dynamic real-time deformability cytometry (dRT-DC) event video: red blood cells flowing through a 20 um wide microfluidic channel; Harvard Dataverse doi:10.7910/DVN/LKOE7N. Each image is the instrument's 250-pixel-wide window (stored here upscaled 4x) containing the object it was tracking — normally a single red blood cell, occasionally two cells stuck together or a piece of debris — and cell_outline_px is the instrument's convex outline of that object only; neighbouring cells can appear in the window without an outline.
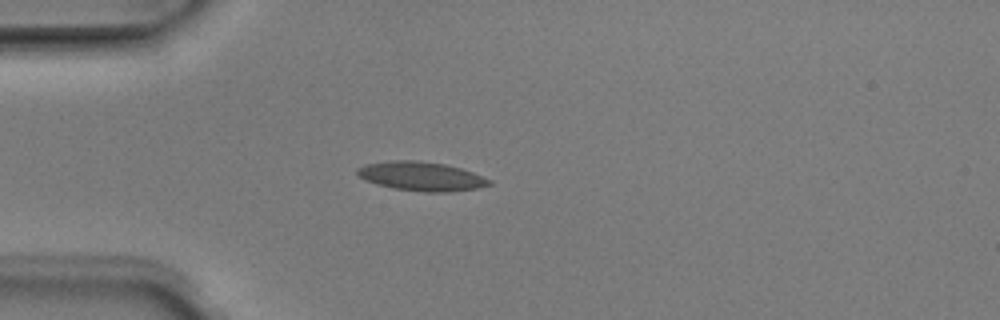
{"species": "Egyptian fruit bat (a non-hibernating species)", "species_latin": "Rousettus aegyptiacus", "temperature_condition": "room temperature", "stored_images_in_passage": 4, "camera_frame_rate_fps": 3000, "um_per_image_px": 0.085, "animal": {"sex": "male"}, "frame": {"image": 1, "passage_image": 3, "time_ms": 0.667, "image_size_px": [1000, 320], "cell_outline_px": [[492, 184], [476, 188], [448, 192], [424, 192], [392, 188], [376, 184], [364, 180], [356, 172], [356, 168], [364, 164], [392, 160], [420, 160], [444, 164], [460, 168], [472, 172], [492, 180]], "centroid_in_image_um": [35.78, 14.98], "position_along_channel_um": 49.2, "area_um2": 22.43}}